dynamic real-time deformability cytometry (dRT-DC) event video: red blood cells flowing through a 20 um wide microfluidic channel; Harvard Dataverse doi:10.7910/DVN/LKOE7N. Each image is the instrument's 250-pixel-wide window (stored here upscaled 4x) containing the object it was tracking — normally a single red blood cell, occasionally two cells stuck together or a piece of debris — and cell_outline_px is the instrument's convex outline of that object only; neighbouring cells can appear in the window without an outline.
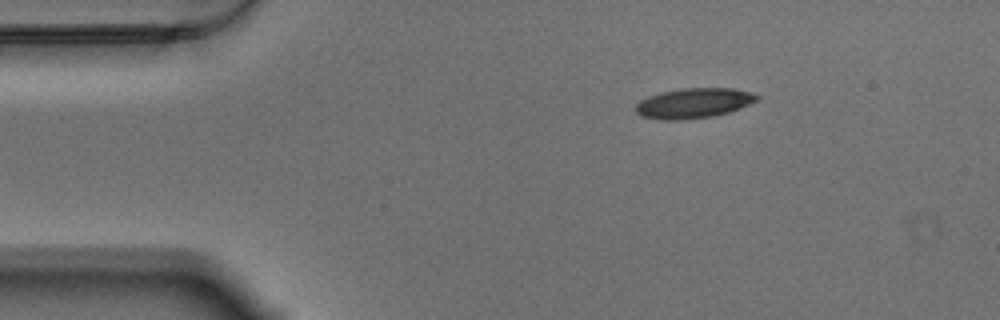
{"species": "Egyptian fruit bat (a non-hibernating species)", "species_latin": "Rousettus aegyptiacus", "temperature_condition": "warm", "stored_images_in_passage": 50, "camera_frame_rate_fps": 3000, "um_per_image_px": 0.085, "animal": {"sex": "male"}, "frame": {"image": 1, "passage_image": 1, "time_ms": 0.0, "image_size_px": [1000, 320], "cell_outline_px": [[760, 100], [740, 108], [716, 116], [684, 120], [664, 120], [640, 116], [636, 112], [636, 104], [640, 100], [648, 96], [660, 92], [680, 88], [732, 88], [752, 92], [760, 96]], "centroid_in_image_um": [58.98, 8.77], "position_along_channel_um": 26.0, "area_um2": 21.56}}
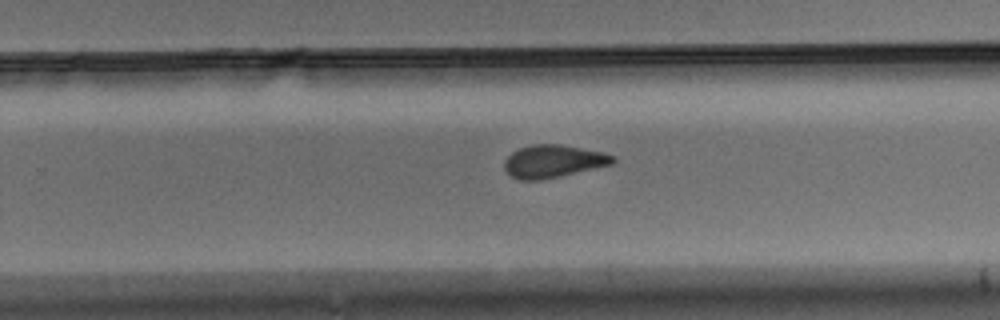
{"frame": {"image": 2, "passage_image": 28, "time_ms": 9.0, "image_size_px": [1000, 320], "cell_outline_px": [[616, 160], [612, 164], [560, 176], [540, 180], [520, 180], [512, 176], [504, 168], [504, 160], [512, 152], [520, 148], [532, 144], [560, 144], [604, 152], [616, 156]], "centroid_in_image_um": [47.04, 13.7], "position_along_channel_um": 282.8, "area_um2": 20.63}}
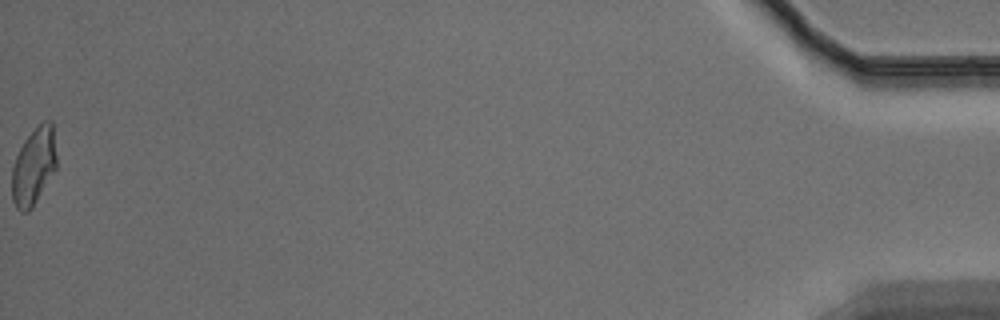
{"frame": {"image": 3, "passage_image": 50, "time_ms": 16.333, "image_size_px": [1000, 320], "cell_outline_px": [[56, 168], [32, 208], [28, 212], [20, 212], [16, 208], [12, 200], [12, 168], [16, 156], [24, 140], [44, 120], [52, 120], [56, 156]], "centroid_in_image_um": [2.86, 14.16], "position_along_channel_um": 432.3, "area_um2": 19.94}, "authors_computed_cell_mechanics": {"area_um2": 20.7213, "velocity_mm_per_s": 3.4689, "shape_relaxation_time_tau1_ms": 7.7444, "shape_relaxation_time_tau2_ms": 2.8586, "deformation_change_tau1": 0.1947, "deformation_change_tau2": 0.1012}}